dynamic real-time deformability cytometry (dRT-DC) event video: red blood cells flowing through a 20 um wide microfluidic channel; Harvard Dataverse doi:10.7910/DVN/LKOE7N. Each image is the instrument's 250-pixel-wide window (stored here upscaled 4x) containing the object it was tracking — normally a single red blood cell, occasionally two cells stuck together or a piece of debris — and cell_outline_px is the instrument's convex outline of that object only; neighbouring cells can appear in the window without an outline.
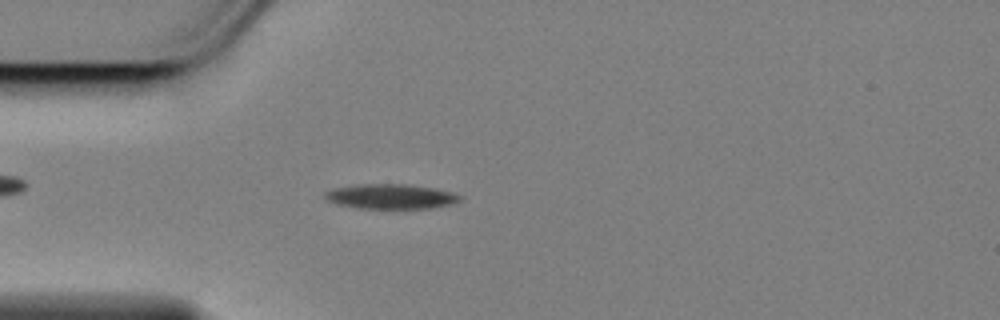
{"species": "Egyptian fruit bat (a non-hibernating species)", "species_latin": "Rousettus aegyptiacus", "temperature_condition": "cold", "stored_images_in_passage": 51, "camera_frame_rate_fps": 3000, "um_per_image_px": 0.085, "animal": {"sex": "female"}, "frame": {"image": 1, "passage_image": 9, "time_ms": 2.667, "image_size_px": [1000, 320], "cell_outline_px": [[464, 196], [456, 204], [432, 208], [360, 208], [336, 204], [328, 200], [324, 196], [324, 192], [332, 188], [356, 184], [408, 184], [436, 188], [456, 192]], "centroid_in_image_um": [33.29, 16.69], "position_along_channel_um": 51.7, "area_um2": 19.94}}
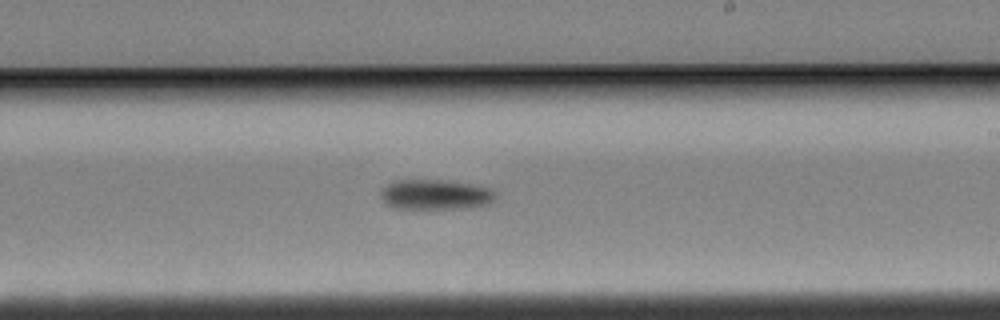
{"frame": {"image": 2, "passage_image": 27, "time_ms": 8.667, "image_size_px": [1000, 320], "cell_outline_px": [[496, 200], [492, 204], [472, 208], [396, 208], [384, 204], [380, 196], [380, 192], [388, 184], [400, 180], [440, 180], [468, 184], [492, 188], [496, 192]], "centroid_in_image_um": [37.07, 16.56], "position_along_channel_um": 251.9, "area_um2": 20.23}}
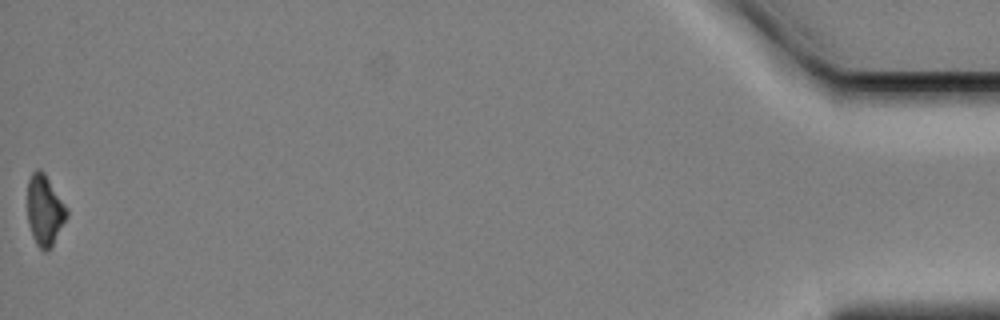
{"frame": {"image": 3, "passage_image": 51, "time_ms": 16.667, "image_size_px": [1000, 320], "cell_outline_px": [[68, 216], [52, 248], [48, 252], [44, 252], [36, 244], [32, 236], [28, 224], [28, 180], [32, 172], [36, 168], [40, 168], [44, 172], [68, 208]], "centroid_in_image_um": [3.81, 17.9], "position_along_channel_um": 431.4, "area_um2": 16.53}, "authors_computed_cell_mechanics": {"area_um2": 19.363, "velocity_mm_per_s": 3.4593, "shape_relaxation_time_tau1_ms": 2.7762, "shape_relaxation_time_tau2_ms": null, "deformation_change_tau1": 0.0952, "deformation_change_tau2": null}}